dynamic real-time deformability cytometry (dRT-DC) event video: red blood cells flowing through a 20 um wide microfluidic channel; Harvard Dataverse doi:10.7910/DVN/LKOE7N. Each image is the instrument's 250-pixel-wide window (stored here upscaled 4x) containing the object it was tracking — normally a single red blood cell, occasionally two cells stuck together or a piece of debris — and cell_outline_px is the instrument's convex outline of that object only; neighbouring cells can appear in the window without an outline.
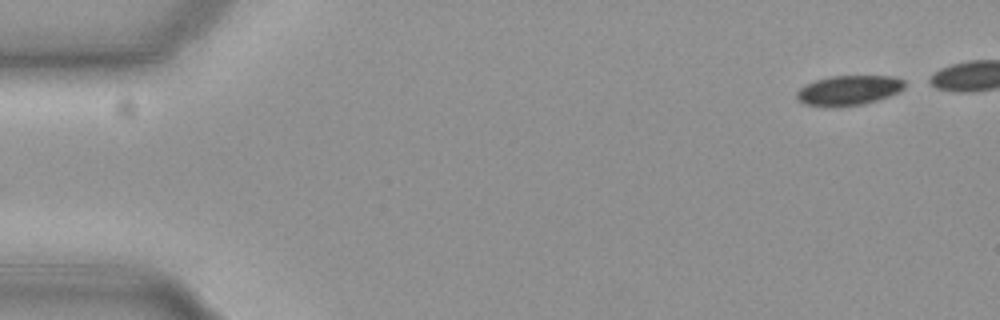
{"species": "common noctule bat (a hibernating species)", "species_latin": "Nyctalus noctula", "temperature_condition": "cold", "stored_images_in_passage": 14, "camera_frame_rate_fps": 3000, "um_per_image_px": 0.085, "animal": {"sex": "female", "body_mass_g": 19.3, "forearm_length_mm": 54.1}, "frame": {"image": 1, "passage_image": 1, "time_ms": 0.0, "image_size_px": [1000, 320], "cell_outline_px": [[904, 88], [888, 96], [876, 100], [860, 104], [832, 108], [828, 108], [804, 104], [796, 100], [796, 92], [800, 88], [816, 80], [828, 76], [892, 76], [904, 80]], "centroid_in_image_um": [72.07, 7.69], "position_along_channel_um": 12.9, "area_um2": 18.79}}